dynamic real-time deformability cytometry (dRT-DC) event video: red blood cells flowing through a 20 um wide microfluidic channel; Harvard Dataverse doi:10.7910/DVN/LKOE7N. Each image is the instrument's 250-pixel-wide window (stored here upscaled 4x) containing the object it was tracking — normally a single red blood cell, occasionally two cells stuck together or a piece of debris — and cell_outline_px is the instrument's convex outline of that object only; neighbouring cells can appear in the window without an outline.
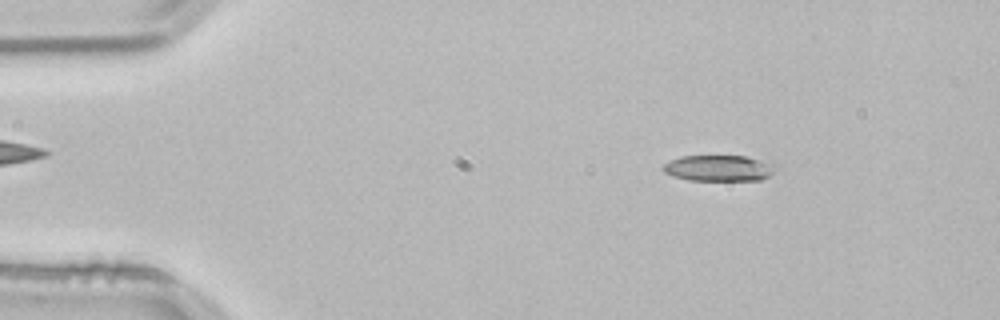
{"species": "common noctule bat (a hibernating species)", "species_latin": "Nyctalus noctula", "temperature_condition": "room temperature", "stored_images_in_passage": 52, "camera_frame_rate_fps": 3000, "um_per_image_px": 0.085, "animal": {"sex": "male", "body_mass_g": 21.5, "forearm_length_mm": 52.0}, "frame": {"image": 1, "passage_image": 7, "time_ms": 2.0, "image_size_px": [1000, 320], "cell_outline_px": [[780, 164], [768, 176], [760, 180], [688, 180], [672, 176], [664, 172], [660, 168], [664, 164], [672, 160], [684, 156], [744, 156]], "centroid_in_image_um": [61.12, 14.29], "position_along_channel_um": 23.9, "area_um2": 17.11}}
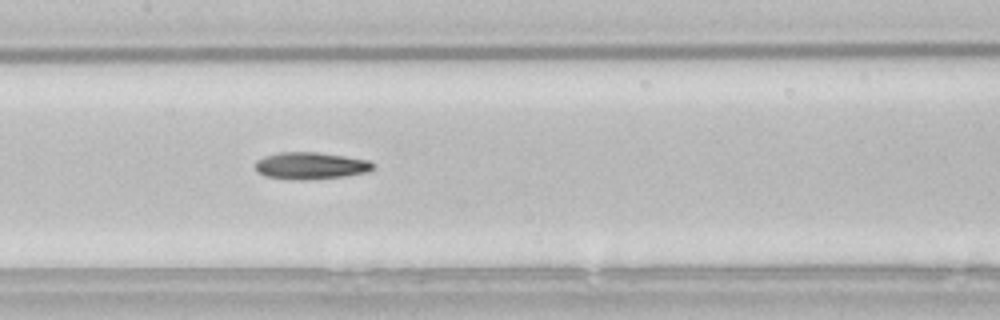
{"frame": {"image": 2, "passage_image": 25, "time_ms": 8.0, "image_size_px": [1000, 320], "cell_outline_px": [[372, 168], [368, 172], [348, 176], [304, 180], [296, 180], [264, 176], [256, 172], [256, 160], [264, 156], [280, 152], [316, 152], [344, 156], [368, 160], [372, 164]], "centroid_in_image_um": [26.36, 14.09], "position_along_channel_um": 181.0, "area_um2": 18.55}}
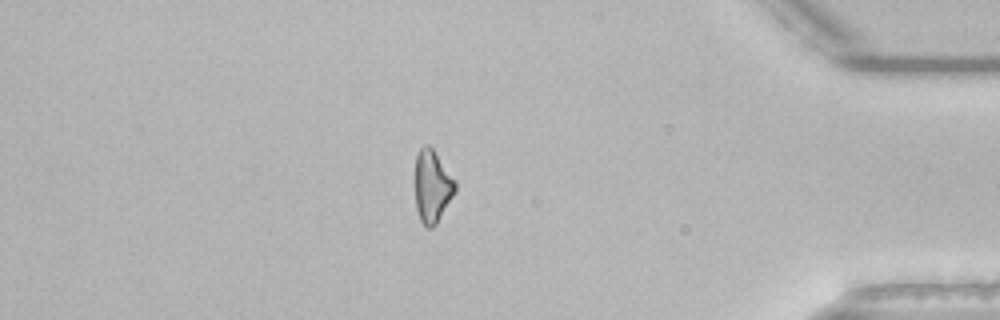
{"frame": {"image": 3, "passage_image": 45, "time_ms": 14.667, "image_size_px": [1000, 320], "cell_outline_px": [[456, 192], [436, 224], [432, 228], [428, 228], [420, 220], [416, 208], [416, 156], [420, 148], [424, 144], [428, 144], [432, 148], [456, 180]], "centroid_in_image_um": [36.76, 15.84], "position_along_channel_um": 398.4, "area_um2": 16.88}}